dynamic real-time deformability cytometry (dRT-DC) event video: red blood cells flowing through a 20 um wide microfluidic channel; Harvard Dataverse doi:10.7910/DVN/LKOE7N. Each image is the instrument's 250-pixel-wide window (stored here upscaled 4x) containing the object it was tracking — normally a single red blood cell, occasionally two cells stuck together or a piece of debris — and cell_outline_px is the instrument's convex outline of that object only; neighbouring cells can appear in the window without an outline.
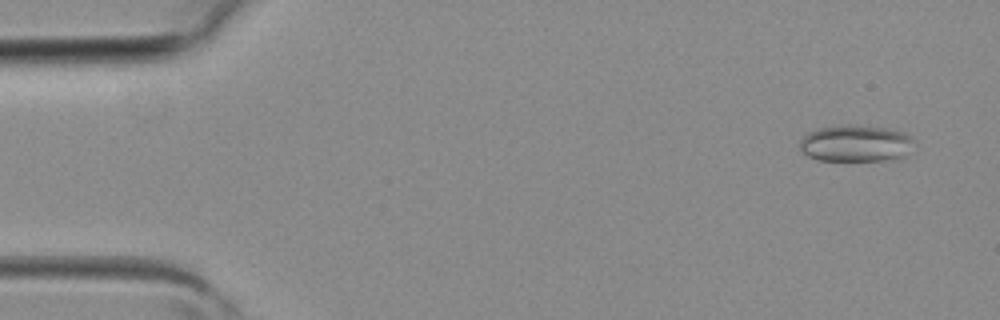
{"species": "common noctule bat (a hibernating species)", "species_latin": "Nyctalus noctula", "temperature_condition": "room temperature", "stored_images_in_passage": 5, "camera_frame_rate_fps": 3000, "um_per_image_px": 0.085, "animal": {"sex": "female", "body_mass_g": 19.3, "forearm_length_mm": 54.1}, "frame": {"image": 1, "passage_image": 5, "time_ms": 1.333, "image_size_px": [1000, 320], "cell_outline_px": [[916, 140], [904, 156], [900, 160], [816, 160], [808, 156], [800, 148], [800, 140], [808, 132], [820, 128], [840, 124], [856, 124], [888, 128], [904, 132]], "centroid_in_image_um": [72.77, 12.17], "position_along_channel_um": 12.2, "area_um2": 24.8}}